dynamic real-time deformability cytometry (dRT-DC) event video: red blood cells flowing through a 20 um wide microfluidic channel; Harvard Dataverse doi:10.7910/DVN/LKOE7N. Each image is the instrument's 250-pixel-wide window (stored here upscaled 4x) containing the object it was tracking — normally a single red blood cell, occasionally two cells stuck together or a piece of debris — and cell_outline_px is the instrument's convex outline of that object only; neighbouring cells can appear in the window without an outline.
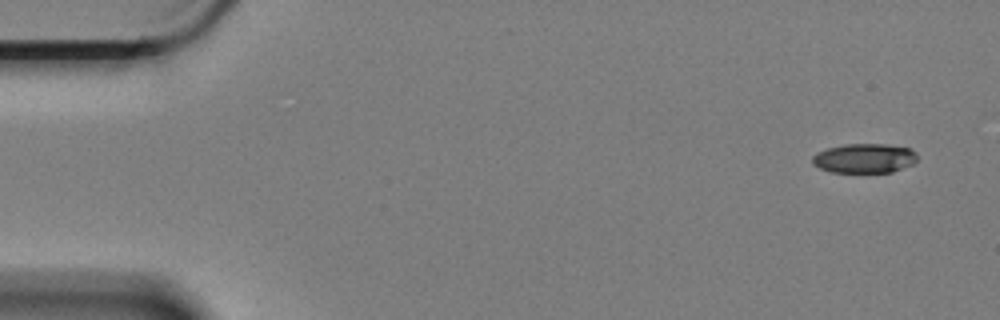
{"species": "Egyptian fruit bat (a non-hibernating species)", "species_latin": "Rousettus aegyptiacus", "temperature_condition": "cold", "stored_images_in_passage": 2, "camera_frame_rate_fps": 3000, "um_per_image_px": 0.085, "animal": {"sex": "female"}, "frame": {"image": 1, "passage_image": 2, "time_ms": 0.333, "image_size_px": [1000, 320], "cell_outline_px": [[916, 160], [912, 164], [892, 172], [832, 172], [820, 168], [812, 164], [812, 156], [816, 152], [828, 148], [844, 144], [884, 144], [912, 148], [916, 152]], "centroid_in_image_um": [73.46, 13.44], "position_along_channel_um": 11.5, "area_um2": 18.03}}